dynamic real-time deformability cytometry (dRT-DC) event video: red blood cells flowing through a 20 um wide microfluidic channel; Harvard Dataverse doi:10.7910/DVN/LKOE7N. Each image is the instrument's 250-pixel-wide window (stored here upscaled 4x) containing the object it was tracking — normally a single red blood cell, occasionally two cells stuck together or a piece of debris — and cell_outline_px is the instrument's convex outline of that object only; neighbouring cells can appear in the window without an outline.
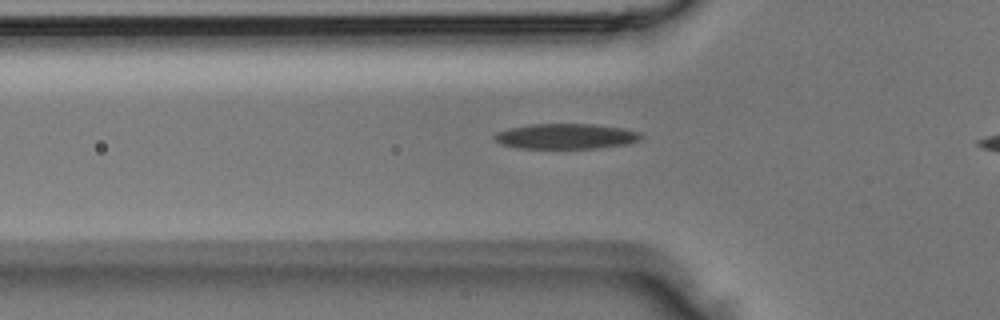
{"species": "Egyptian fruit bat (a non-hibernating species)", "species_latin": "Rousettus aegyptiacus", "temperature_condition": "room temperature", "stored_images_in_passage": 5, "camera_frame_rate_fps": 3000, "um_per_image_px": 0.085, "animal": {"sex": "male"}, "frame": {"image": 1, "passage_image": 5, "time_ms": 1.333, "image_size_px": [1000, 320], "cell_outline_px": [[644, 136], [640, 140], [628, 144], [596, 148], [520, 148], [500, 144], [492, 136], [496, 132], [508, 128], [532, 124], [592, 124], [624, 128], [640, 132]], "centroid_in_image_um": [48.12, 11.58], "position_along_channel_um": 77.7, "area_um2": 21.73}}